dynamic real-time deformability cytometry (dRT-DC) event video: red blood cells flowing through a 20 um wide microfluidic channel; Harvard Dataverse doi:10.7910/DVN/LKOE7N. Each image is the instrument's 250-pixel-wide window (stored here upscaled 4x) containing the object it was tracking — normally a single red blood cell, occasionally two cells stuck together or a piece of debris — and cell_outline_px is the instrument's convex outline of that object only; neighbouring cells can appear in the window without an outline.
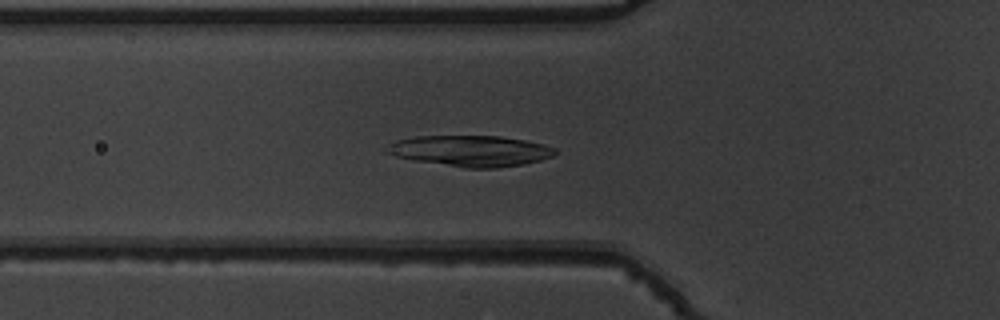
{"species": "common noctule bat (a hibernating species)", "species_latin": "Nyctalus noctula", "temperature_condition": "warm", "stored_images_in_passage": 38, "camera_frame_rate_fps": 3000, "um_per_image_px": 0.085, "animal": {"sex": "male", "body_mass_g": 19.5, "forearm_length_mm": 54.6}, "frame": {"image": 1, "passage_image": 4, "time_ms": 1.0, "image_size_px": [1000, 320], "cell_outline_px": [[560, 152], [552, 156], [540, 160], [524, 164], [496, 168], [464, 168], [412, 160], [396, 156], [384, 152], [388, 144], [396, 140], [416, 136], [500, 136], [524, 140], [556, 148]], "centroid_in_image_um": [39.98, 12.83], "position_along_channel_um": 85.8, "area_um2": 30.46}}
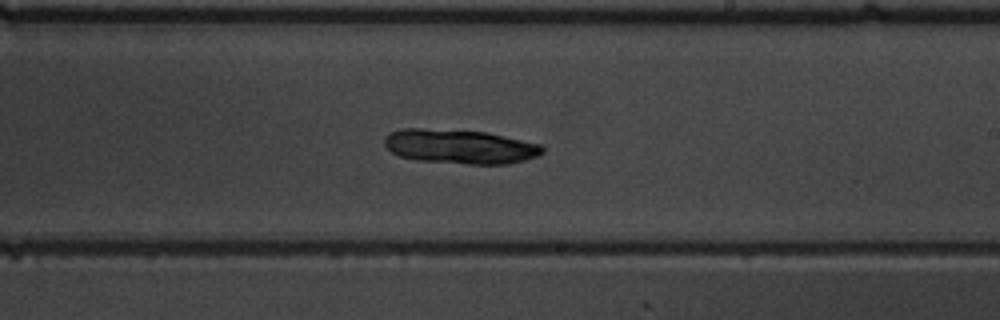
{"frame": {"image": 2, "passage_image": 17, "time_ms": 5.333, "image_size_px": [1000, 320], "cell_outline_px": [[544, 152], [540, 156], [508, 164], [468, 164], [416, 160], [400, 156], [392, 152], [384, 144], [384, 136], [400, 128], [420, 128], [488, 132], [544, 144]], "centroid_in_image_um": [39.15, 12.45], "position_along_channel_um": 249.9, "area_um2": 31.96}}
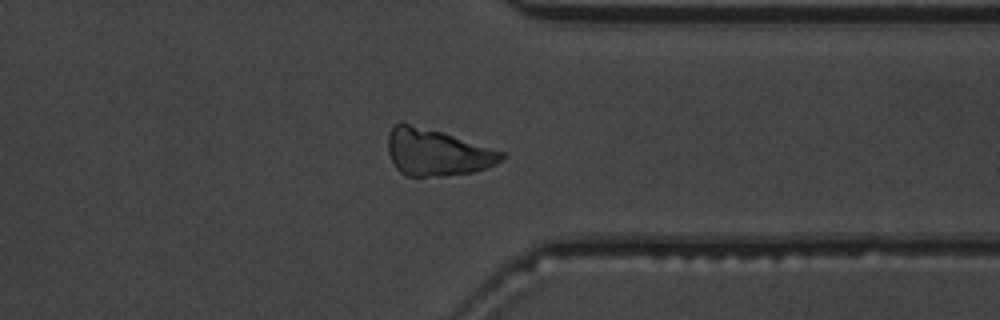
{"frame": {"image": 3, "passage_image": 27, "time_ms": 8.667, "image_size_px": [1000, 320], "cell_outline_px": [[504, 156], [496, 164], [488, 168], [472, 172], [444, 176], [404, 176], [396, 168], [388, 152], [388, 132], [392, 124], [400, 120], [444, 132], [504, 152]], "centroid_in_image_um": [37.08, 12.92], "position_along_channel_um": 374.3, "area_um2": 31.39}}